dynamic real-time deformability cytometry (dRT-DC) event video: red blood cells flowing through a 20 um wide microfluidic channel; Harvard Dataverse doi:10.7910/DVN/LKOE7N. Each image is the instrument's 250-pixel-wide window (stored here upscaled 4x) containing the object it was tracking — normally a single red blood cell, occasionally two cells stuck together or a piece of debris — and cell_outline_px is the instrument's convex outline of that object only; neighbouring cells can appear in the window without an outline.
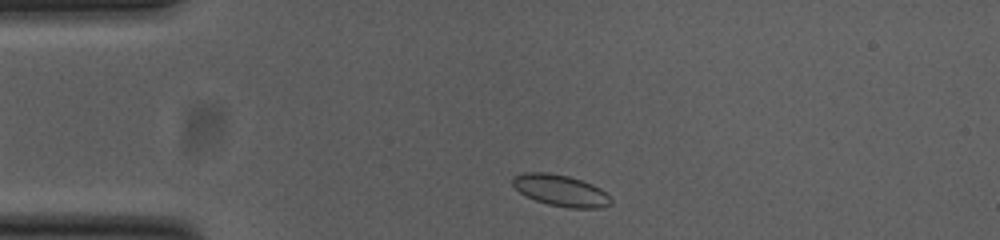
{"species": "common noctule bat (a hibernating species)", "species_latin": "Nyctalus noctula", "temperature_condition": "cold", "stored_images_in_passage": 44, "camera_frame_rate_fps": 3000, "um_per_image_px": 0.085, "animal": {"sex": "female", "body_mass_g": 23.0, "forearm_length_mm": 53.4}, "frame": {"image": 1, "passage_image": 2, "time_ms": 0.333, "image_size_px": [1000, 240], "cell_outline_px": [[612, 204], [600, 208], [568, 208], [548, 204], [536, 200], [520, 192], [512, 184], [512, 180], [516, 176], [524, 172], [544, 172], [568, 176], [592, 184], [600, 188], [612, 200]], "centroid_in_image_um": [47.68, 16.2], "position_along_channel_um": 37.3, "area_um2": 17.74}}
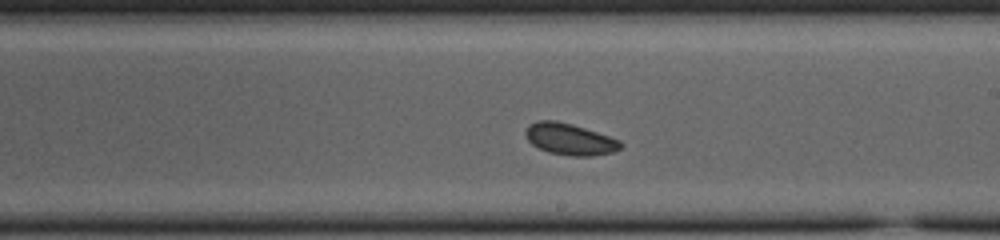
{"frame": {"image": 2, "passage_image": 21, "time_ms": 6.667, "image_size_px": [1000, 240], "cell_outline_px": [[624, 144], [620, 148], [612, 152], [592, 156], [572, 156], [548, 152], [532, 144], [528, 140], [524, 132], [528, 124], [540, 120], [556, 120], [572, 124], [620, 140]], "centroid_in_image_um": [48.41, 11.83], "position_along_channel_um": 240.6, "area_um2": 17.4}}
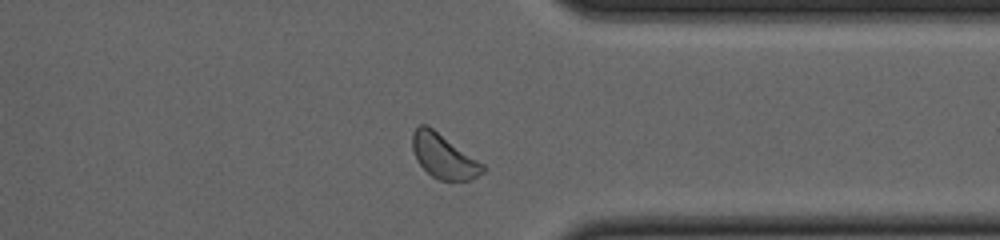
{"frame": {"image": 3, "passage_image": 32, "time_ms": 10.333, "image_size_px": [1000, 240], "cell_outline_px": [[484, 172], [468, 180], [440, 180], [432, 176], [416, 160], [412, 148], [412, 132], [420, 124], [424, 124], [432, 128], [484, 164]], "centroid_in_image_um": [37.69, 13.27], "position_along_channel_um": 373.7, "area_um2": 17.8}, "authors_computed_cell_mechanics": {"area_um2": 17.6579, "velocity_mm_per_s": 3.737, "shape_relaxation_time_tau1_ms": null, "shape_relaxation_time_tau2_ms": 4.6979, "deformation_change_tau1": null, "deformation_change_tau2": 0.0719}}